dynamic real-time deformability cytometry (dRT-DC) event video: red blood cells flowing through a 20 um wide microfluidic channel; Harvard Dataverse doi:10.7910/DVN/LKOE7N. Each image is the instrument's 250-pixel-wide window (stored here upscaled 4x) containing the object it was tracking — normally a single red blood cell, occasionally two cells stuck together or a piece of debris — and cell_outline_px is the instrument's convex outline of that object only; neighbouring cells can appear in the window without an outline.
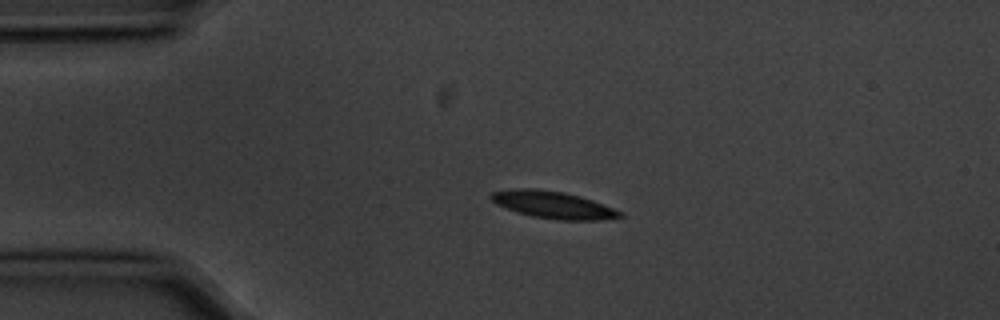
{"species": "common noctule bat (a hibernating species)", "species_latin": "Nyctalus noctula", "temperature_condition": "cold", "stored_images_in_passage": 3, "camera_frame_rate_fps": 3000, "um_per_image_px": 0.085, "animal": {"sex": "male", "body_mass_g": 20.1, "forearm_length_mm": 53.5}, "frame": {"image": 1, "passage_image": 3, "time_ms": 0.667, "image_size_px": [1000, 320], "cell_outline_px": [[624, 216], [600, 220], [556, 220], [532, 216], [516, 212], [496, 204], [488, 196], [492, 192], [516, 188], [532, 188], [564, 192], [580, 196], [592, 200], [624, 212]], "centroid_in_image_um": [47.01, 17.41], "position_along_channel_um": 38.0, "area_um2": 20.46}}